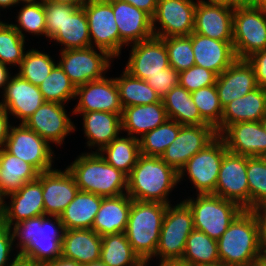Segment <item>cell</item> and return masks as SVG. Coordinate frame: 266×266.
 Returning a JSON list of instances; mask_svg holds the SVG:
<instances>
[{"label":"cell","mask_w":266,"mask_h":266,"mask_svg":"<svg viewBox=\"0 0 266 266\" xmlns=\"http://www.w3.org/2000/svg\"><path fill=\"white\" fill-rule=\"evenodd\" d=\"M8 266H40L33 261L23 258L21 256H17Z\"/></svg>","instance_id":"94428289"},{"label":"cell","mask_w":266,"mask_h":266,"mask_svg":"<svg viewBox=\"0 0 266 266\" xmlns=\"http://www.w3.org/2000/svg\"><path fill=\"white\" fill-rule=\"evenodd\" d=\"M66 168L79 191L103 197H116L127 192V175L107 163L99 152H81Z\"/></svg>","instance_id":"3957f363"},{"label":"cell","mask_w":266,"mask_h":266,"mask_svg":"<svg viewBox=\"0 0 266 266\" xmlns=\"http://www.w3.org/2000/svg\"><path fill=\"white\" fill-rule=\"evenodd\" d=\"M19 12L16 13L15 24L11 25L26 39L27 34L46 38V18L44 13V1L22 3ZM17 19V20H16ZM25 32V33H24Z\"/></svg>","instance_id":"60d3db41"},{"label":"cell","mask_w":266,"mask_h":266,"mask_svg":"<svg viewBox=\"0 0 266 266\" xmlns=\"http://www.w3.org/2000/svg\"><path fill=\"white\" fill-rule=\"evenodd\" d=\"M266 116L265 88L257 87L243 97L235 99L223 108L221 124L216 128L220 135L234 123L261 121Z\"/></svg>","instance_id":"83f0119b"},{"label":"cell","mask_w":266,"mask_h":266,"mask_svg":"<svg viewBox=\"0 0 266 266\" xmlns=\"http://www.w3.org/2000/svg\"><path fill=\"white\" fill-rule=\"evenodd\" d=\"M182 126L174 120L167 119L160 126L147 132L139 139L141 155L161 157L175 140Z\"/></svg>","instance_id":"7bdbcfd3"},{"label":"cell","mask_w":266,"mask_h":266,"mask_svg":"<svg viewBox=\"0 0 266 266\" xmlns=\"http://www.w3.org/2000/svg\"><path fill=\"white\" fill-rule=\"evenodd\" d=\"M114 78L123 108L162 102L161 97L145 80L132 76L125 69Z\"/></svg>","instance_id":"8d00e7d4"},{"label":"cell","mask_w":266,"mask_h":266,"mask_svg":"<svg viewBox=\"0 0 266 266\" xmlns=\"http://www.w3.org/2000/svg\"><path fill=\"white\" fill-rule=\"evenodd\" d=\"M168 119L162 102L123 108L122 133L140 139Z\"/></svg>","instance_id":"f546056e"},{"label":"cell","mask_w":266,"mask_h":266,"mask_svg":"<svg viewBox=\"0 0 266 266\" xmlns=\"http://www.w3.org/2000/svg\"><path fill=\"white\" fill-rule=\"evenodd\" d=\"M0 98V105L19 123H24L45 102L39 86L17 73L11 75Z\"/></svg>","instance_id":"44dd1931"},{"label":"cell","mask_w":266,"mask_h":266,"mask_svg":"<svg viewBox=\"0 0 266 266\" xmlns=\"http://www.w3.org/2000/svg\"><path fill=\"white\" fill-rule=\"evenodd\" d=\"M166 209L167 204L132 200L125 234L142 262L155 256Z\"/></svg>","instance_id":"5b68a950"},{"label":"cell","mask_w":266,"mask_h":266,"mask_svg":"<svg viewBox=\"0 0 266 266\" xmlns=\"http://www.w3.org/2000/svg\"><path fill=\"white\" fill-rule=\"evenodd\" d=\"M43 266H83V264H80L79 262L75 260L60 256L54 259L53 261L46 263Z\"/></svg>","instance_id":"680465c9"},{"label":"cell","mask_w":266,"mask_h":266,"mask_svg":"<svg viewBox=\"0 0 266 266\" xmlns=\"http://www.w3.org/2000/svg\"><path fill=\"white\" fill-rule=\"evenodd\" d=\"M102 238L100 260L108 266H142L125 232L105 235Z\"/></svg>","instance_id":"f35d334b"},{"label":"cell","mask_w":266,"mask_h":266,"mask_svg":"<svg viewBox=\"0 0 266 266\" xmlns=\"http://www.w3.org/2000/svg\"><path fill=\"white\" fill-rule=\"evenodd\" d=\"M45 102L67 105L75 100L76 87L63 69L57 64L44 81L39 85Z\"/></svg>","instance_id":"b9f144b4"},{"label":"cell","mask_w":266,"mask_h":266,"mask_svg":"<svg viewBox=\"0 0 266 266\" xmlns=\"http://www.w3.org/2000/svg\"><path fill=\"white\" fill-rule=\"evenodd\" d=\"M197 0H158L152 29L155 37L189 36L194 31Z\"/></svg>","instance_id":"7c38bea8"},{"label":"cell","mask_w":266,"mask_h":266,"mask_svg":"<svg viewBox=\"0 0 266 266\" xmlns=\"http://www.w3.org/2000/svg\"><path fill=\"white\" fill-rule=\"evenodd\" d=\"M19 4H22V3H32V2H36V1H39V0H16Z\"/></svg>","instance_id":"8c879c8a"},{"label":"cell","mask_w":266,"mask_h":266,"mask_svg":"<svg viewBox=\"0 0 266 266\" xmlns=\"http://www.w3.org/2000/svg\"><path fill=\"white\" fill-rule=\"evenodd\" d=\"M234 8L223 4L197 2L194 33L219 41H233Z\"/></svg>","instance_id":"cb8c5ba5"},{"label":"cell","mask_w":266,"mask_h":266,"mask_svg":"<svg viewBox=\"0 0 266 266\" xmlns=\"http://www.w3.org/2000/svg\"><path fill=\"white\" fill-rule=\"evenodd\" d=\"M52 147L24 123L12 125L5 145L9 153L31 164L39 173L53 169L55 159L60 158Z\"/></svg>","instance_id":"8fae6325"},{"label":"cell","mask_w":266,"mask_h":266,"mask_svg":"<svg viewBox=\"0 0 266 266\" xmlns=\"http://www.w3.org/2000/svg\"><path fill=\"white\" fill-rule=\"evenodd\" d=\"M233 48L237 59L266 49V18L261 9L239 5L233 13Z\"/></svg>","instance_id":"30bf717a"},{"label":"cell","mask_w":266,"mask_h":266,"mask_svg":"<svg viewBox=\"0 0 266 266\" xmlns=\"http://www.w3.org/2000/svg\"><path fill=\"white\" fill-rule=\"evenodd\" d=\"M46 18V40H50L63 26L66 20V5L44 1Z\"/></svg>","instance_id":"681fc988"},{"label":"cell","mask_w":266,"mask_h":266,"mask_svg":"<svg viewBox=\"0 0 266 266\" xmlns=\"http://www.w3.org/2000/svg\"><path fill=\"white\" fill-rule=\"evenodd\" d=\"M167 48L169 65L178 72L195 65L192 33L189 36L161 38Z\"/></svg>","instance_id":"7dc6e473"},{"label":"cell","mask_w":266,"mask_h":266,"mask_svg":"<svg viewBox=\"0 0 266 266\" xmlns=\"http://www.w3.org/2000/svg\"><path fill=\"white\" fill-rule=\"evenodd\" d=\"M219 261L217 240L194 229L186 240L184 255L180 262L187 266H199Z\"/></svg>","instance_id":"74e56055"},{"label":"cell","mask_w":266,"mask_h":266,"mask_svg":"<svg viewBox=\"0 0 266 266\" xmlns=\"http://www.w3.org/2000/svg\"><path fill=\"white\" fill-rule=\"evenodd\" d=\"M127 2L138 9H141L148 13L151 17L155 15L158 0H121Z\"/></svg>","instance_id":"9f6ffc18"},{"label":"cell","mask_w":266,"mask_h":266,"mask_svg":"<svg viewBox=\"0 0 266 266\" xmlns=\"http://www.w3.org/2000/svg\"><path fill=\"white\" fill-rule=\"evenodd\" d=\"M225 142L218 135L204 149L193 155L179 171V184L189 180L197 194H214L223 156ZM186 178V179H185ZM184 179V180H183ZM193 184V185H192Z\"/></svg>","instance_id":"ba28073f"},{"label":"cell","mask_w":266,"mask_h":266,"mask_svg":"<svg viewBox=\"0 0 266 266\" xmlns=\"http://www.w3.org/2000/svg\"><path fill=\"white\" fill-rule=\"evenodd\" d=\"M145 81L163 98L173 87L179 85V72L170 66L163 69L162 73L148 76Z\"/></svg>","instance_id":"f907efd6"},{"label":"cell","mask_w":266,"mask_h":266,"mask_svg":"<svg viewBox=\"0 0 266 266\" xmlns=\"http://www.w3.org/2000/svg\"><path fill=\"white\" fill-rule=\"evenodd\" d=\"M43 1H51L58 4L75 6L78 8H82L87 3V0H43Z\"/></svg>","instance_id":"91938a15"},{"label":"cell","mask_w":266,"mask_h":266,"mask_svg":"<svg viewBox=\"0 0 266 266\" xmlns=\"http://www.w3.org/2000/svg\"><path fill=\"white\" fill-rule=\"evenodd\" d=\"M182 200L193 214L194 229L218 240L243 210L237 203L215 194H197ZM196 196V197H195ZM195 197V198H194Z\"/></svg>","instance_id":"8992f818"},{"label":"cell","mask_w":266,"mask_h":266,"mask_svg":"<svg viewBox=\"0 0 266 266\" xmlns=\"http://www.w3.org/2000/svg\"><path fill=\"white\" fill-rule=\"evenodd\" d=\"M246 60L254 68L257 85L266 88V49L253 53Z\"/></svg>","instance_id":"f5cc1de1"},{"label":"cell","mask_w":266,"mask_h":266,"mask_svg":"<svg viewBox=\"0 0 266 266\" xmlns=\"http://www.w3.org/2000/svg\"><path fill=\"white\" fill-rule=\"evenodd\" d=\"M15 251L12 231L0 221V266H8L18 256Z\"/></svg>","instance_id":"816d5d0a"},{"label":"cell","mask_w":266,"mask_h":266,"mask_svg":"<svg viewBox=\"0 0 266 266\" xmlns=\"http://www.w3.org/2000/svg\"><path fill=\"white\" fill-rule=\"evenodd\" d=\"M262 127L266 133V116L261 120Z\"/></svg>","instance_id":"753ad0ef"},{"label":"cell","mask_w":266,"mask_h":266,"mask_svg":"<svg viewBox=\"0 0 266 266\" xmlns=\"http://www.w3.org/2000/svg\"><path fill=\"white\" fill-rule=\"evenodd\" d=\"M102 238L93 229L65 230L62 256L80 264L100 260Z\"/></svg>","instance_id":"4dcf8cb0"},{"label":"cell","mask_w":266,"mask_h":266,"mask_svg":"<svg viewBox=\"0 0 266 266\" xmlns=\"http://www.w3.org/2000/svg\"><path fill=\"white\" fill-rule=\"evenodd\" d=\"M259 207L266 213V200L262 202Z\"/></svg>","instance_id":"34e18365"},{"label":"cell","mask_w":266,"mask_h":266,"mask_svg":"<svg viewBox=\"0 0 266 266\" xmlns=\"http://www.w3.org/2000/svg\"><path fill=\"white\" fill-rule=\"evenodd\" d=\"M108 1L112 5L119 31V57L122 50H125L128 45L148 40L154 36L152 17L148 13L121 0Z\"/></svg>","instance_id":"ffe728a7"},{"label":"cell","mask_w":266,"mask_h":266,"mask_svg":"<svg viewBox=\"0 0 266 266\" xmlns=\"http://www.w3.org/2000/svg\"><path fill=\"white\" fill-rule=\"evenodd\" d=\"M217 75L203 67L192 66L179 72V85L192 93L200 88L215 85Z\"/></svg>","instance_id":"c3c4849f"},{"label":"cell","mask_w":266,"mask_h":266,"mask_svg":"<svg viewBox=\"0 0 266 266\" xmlns=\"http://www.w3.org/2000/svg\"><path fill=\"white\" fill-rule=\"evenodd\" d=\"M246 266H264L260 261Z\"/></svg>","instance_id":"11e5206c"},{"label":"cell","mask_w":266,"mask_h":266,"mask_svg":"<svg viewBox=\"0 0 266 266\" xmlns=\"http://www.w3.org/2000/svg\"><path fill=\"white\" fill-rule=\"evenodd\" d=\"M217 136L216 129L211 125H183L160 158L179 173L193 155Z\"/></svg>","instance_id":"e0dca14e"},{"label":"cell","mask_w":266,"mask_h":266,"mask_svg":"<svg viewBox=\"0 0 266 266\" xmlns=\"http://www.w3.org/2000/svg\"><path fill=\"white\" fill-rule=\"evenodd\" d=\"M179 174L160 157L140 155L127 176V194L132 200L171 204L173 189H177Z\"/></svg>","instance_id":"7a4b0ae2"},{"label":"cell","mask_w":266,"mask_h":266,"mask_svg":"<svg viewBox=\"0 0 266 266\" xmlns=\"http://www.w3.org/2000/svg\"><path fill=\"white\" fill-rule=\"evenodd\" d=\"M197 2H203L208 4H223L233 8L240 5L236 0H197Z\"/></svg>","instance_id":"be15d7a7"},{"label":"cell","mask_w":266,"mask_h":266,"mask_svg":"<svg viewBox=\"0 0 266 266\" xmlns=\"http://www.w3.org/2000/svg\"><path fill=\"white\" fill-rule=\"evenodd\" d=\"M1 11L2 10H0V13H1ZM0 18H1V14H0ZM5 22H6L5 20L3 21L2 19H0V25L4 24Z\"/></svg>","instance_id":"b9fcfbb0"},{"label":"cell","mask_w":266,"mask_h":266,"mask_svg":"<svg viewBox=\"0 0 266 266\" xmlns=\"http://www.w3.org/2000/svg\"><path fill=\"white\" fill-rule=\"evenodd\" d=\"M52 56L38 49L26 50L24 58L17 68V74L33 85L39 86L58 64Z\"/></svg>","instance_id":"ab89813d"},{"label":"cell","mask_w":266,"mask_h":266,"mask_svg":"<svg viewBox=\"0 0 266 266\" xmlns=\"http://www.w3.org/2000/svg\"><path fill=\"white\" fill-rule=\"evenodd\" d=\"M88 21L91 47L119 58V31L108 0H87L83 6Z\"/></svg>","instance_id":"4fadbf2b"},{"label":"cell","mask_w":266,"mask_h":266,"mask_svg":"<svg viewBox=\"0 0 266 266\" xmlns=\"http://www.w3.org/2000/svg\"><path fill=\"white\" fill-rule=\"evenodd\" d=\"M42 189L45 215L56 216H60L79 191L70 171L56 167L42 172Z\"/></svg>","instance_id":"7402d4cb"},{"label":"cell","mask_w":266,"mask_h":266,"mask_svg":"<svg viewBox=\"0 0 266 266\" xmlns=\"http://www.w3.org/2000/svg\"><path fill=\"white\" fill-rule=\"evenodd\" d=\"M215 86L223 108L258 87L254 68L246 59H236L217 76Z\"/></svg>","instance_id":"484cf974"},{"label":"cell","mask_w":266,"mask_h":266,"mask_svg":"<svg viewBox=\"0 0 266 266\" xmlns=\"http://www.w3.org/2000/svg\"><path fill=\"white\" fill-rule=\"evenodd\" d=\"M247 156L225 152L215 195L237 203L242 209H249V186L247 179Z\"/></svg>","instance_id":"2e32d148"},{"label":"cell","mask_w":266,"mask_h":266,"mask_svg":"<svg viewBox=\"0 0 266 266\" xmlns=\"http://www.w3.org/2000/svg\"><path fill=\"white\" fill-rule=\"evenodd\" d=\"M9 21L0 25V62L12 69L22 62L27 48L25 41L29 39H24Z\"/></svg>","instance_id":"ee69618b"},{"label":"cell","mask_w":266,"mask_h":266,"mask_svg":"<svg viewBox=\"0 0 266 266\" xmlns=\"http://www.w3.org/2000/svg\"><path fill=\"white\" fill-rule=\"evenodd\" d=\"M261 11H262L264 17L266 18V5L261 8Z\"/></svg>","instance_id":"2a66077c"},{"label":"cell","mask_w":266,"mask_h":266,"mask_svg":"<svg viewBox=\"0 0 266 266\" xmlns=\"http://www.w3.org/2000/svg\"><path fill=\"white\" fill-rule=\"evenodd\" d=\"M264 266H266V252L262 253V256L259 260Z\"/></svg>","instance_id":"2644e50d"},{"label":"cell","mask_w":266,"mask_h":266,"mask_svg":"<svg viewBox=\"0 0 266 266\" xmlns=\"http://www.w3.org/2000/svg\"><path fill=\"white\" fill-rule=\"evenodd\" d=\"M59 53L58 64L75 87L104 78L115 60L106 51L94 47Z\"/></svg>","instance_id":"9c48e42d"},{"label":"cell","mask_w":266,"mask_h":266,"mask_svg":"<svg viewBox=\"0 0 266 266\" xmlns=\"http://www.w3.org/2000/svg\"><path fill=\"white\" fill-rule=\"evenodd\" d=\"M10 118V114L0 105V150L5 148L7 138L14 123H11Z\"/></svg>","instance_id":"db71d44e"},{"label":"cell","mask_w":266,"mask_h":266,"mask_svg":"<svg viewBox=\"0 0 266 266\" xmlns=\"http://www.w3.org/2000/svg\"><path fill=\"white\" fill-rule=\"evenodd\" d=\"M199 266H227L226 264H224L223 262L219 261L213 264H203V265H199Z\"/></svg>","instance_id":"a7ac6f4b"},{"label":"cell","mask_w":266,"mask_h":266,"mask_svg":"<svg viewBox=\"0 0 266 266\" xmlns=\"http://www.w3.org/2000/svg\"><path fill=\"white\" fill-rule=\"evenodd\" d=\"M258 222L259 242L263 252H266V213L258 206L251 209Z\"/></svg>","instance_id":"11a10c76"},{"label":"cell","mask_w":266,"mask_h":266,"mask_svg":"<svg viewBox=\"0 0 266 266\" xmlns=\"http://www.w3.org/2000/svg\"><path fill=\"white\" fill-rule=\"evenodd\" d=\"M83 118L82 132L90 152H99L104 146L108 145L113 139L122 133L121 115L103 111L93 112H72V116ZM91 149V150H90ZM93 149V150H92Z\"/></svg>","instance_id":"d4e9b609"},{"label":"cell","mask_w":266,"mask_h":266,"mask_svg":"<svg viewBox=\"0 0 266 266\" xmlns=\"http://www.w3.org/2000/svg\"><path fill=\"white\" fill-rule=\"evenodd\" d=\"M152 260L154 261V259H148V260L143 261L142 266H151L149 264L152 263ZM157 261H158L157 263L158 266H187V265L182 264L180 261H160V260H157Z\"/></svg>","instance_id":"6125c7cd"},{"label":"cell","mask_w":266,"mask_h":266,"mask_svg":"<svg viewBox=\"0 0 266 266\" xmlns=\"http://www.w3.org/2000/svg\"><path fill=\"white\" fill-rule=\"evenodd\" d=\"M240 5H250L253 0H236Z\"/></svg>","instance_id":"89a4df30"},{"label":"cell","mask_w":266,"mask_h":266,"mask_svg":"<svg viewBox=\"0 0 266 266\" xmlns=\"http://www.w3.org/2000/svg\"><path fill=\"white\" fill-rule=\"evenodd\" d=\"M19 6L20 5L16 0H0V9H2L3 12L4 10L7 12L8 9L11 10L12 8L19 7Z\"/></svg>","instance_id":"e7e4bbea"},{"label":"cell","mask_w":266,"mask_h":266,"mask_svg":"<svg viewBox=\"0 0 266 266\" xmlns=\"http://www.w3.org/2000/svg\"><path fill=\"white\" fill-rule=\"evenodd\" d=\"M265 5H266V0H253V2L250 4V6L258 9H261Z\"/></svg>","instance_id":"03108f58"},{"label":"cell","mask_w":266,"mask_h":266,"mask_svg":"<svg viewBox=\"0 0 266 266\" xmlns=\"http://www.w3.org/2000/svg\"><path fill=\"white\" fill-rule=\"evenodd\" d=\"M99 154L107 163L128 176L141 155L140 143L138 139L130 135L120 134L104 146Z\"/></svg>","instance_id":"d590c367"},{"label":"cell","mask_w":266,"mask_h":266,"mask_svg":"<svg viewBox=\"0 0 266 266\" xmlns=\"http://www.w3.org/2000/svg\"><path fill=\"white\" fill-rule=\"evenodd\" d=\"M129 58L124 69L132 76L146 80L148 76L169 68L168 51L161 38H152L128 45Z\"/></svg>","instance_id":"d6986e66"},{"label":"cell","mask_w":266,"mask_h":266,"mask_svg":"<svg viewBox=\"0 0 266 266\" xmlns=\"http://www.w3.org/2000/svg\"><path fill=\"white\" fill-rule=\"evenodd\" d=\"M78 99V100H77ZM77 103L72 112L103 111L122 114L119 90L114 77L107 75L99 80L90 81L76 87Z\"/></svg>","instance_id":"ac0fdd59"},{"label":"cell","mask_w":266,"mask_h":266,"mask_svg":"<svg viewBox=\"0 0 266 266\" xmlns=\"http://www.w3.org/2000/svg\"><path fill=\"white\" fill-rule=\"evenodd\" d=\"M12 70L13 69H11V67H8L0 62V94L3 93L6 85L8 84L9 78L13 74V72L11 73Z\"/></svg>","instance_id":"6f0895ef"},{"label":"cell","mask_w":266,"mask_h":266,"mask_svg":"<svg viewBox=\"0 0 266 266\" xmlns=\"http://www.w3.org/2000/svg\"><path fill=\"white\" fill-rule=\"evenodd\" d=\"M42 173L0 201V221L9 228L22 220L45 215ZM7 199H9L7 201Z\"/></svg>","instance_id":"5bb4252c"},{"label":"cell","mask_w":266,"mask_h":266,"mask_svg":"<svg viewBox=\"0 0 266 266\" xmlns=\"http://www.w3.org/2000/svg\"><path fill=\"white\" fill-rule=\"evenodd\" d=\"M249 209L258 207L266 200V158L247 156Z\"/></svg>","instance_id":"f6af8a7d"},{"label":"cell","mask_w":266,"mask_h":266,"mask_svg":"<svg viewBox=\"0 0 266 266\" xmlns=\"http://www.w3.org/2000/svg\"><path fill=\"white\" fill-rule=\"evenodd\" d=\"M67 105L54 102H44L24 124L44 138L56 148L62 147L67 136L77 129V123L67 114Z\"/></svg>","instance_id":"9a60e30c"},{"label":"cell","mask_w":266,"mask_h":266,"mask_svg":"<svg viewBox=\"0 0 266 266\" xmlns=\"http://www.w3.org/2000/svg\"><path fill=\"white\" fill-rule=\"evenodd\" d=\"M17 254L43 266L62 256L65 232L59 216L42 215L22 220L10 227Z\"/></svg>","instance_id":"6da1fadb"},{"label":"cell","mask_w":266,"mask_h":266,"mask_svg":"<svg viewBox=\"0 0 266 266\" xmlns=\"http://www.w3.org/2000/svg\"><path fill=\"white\" fill-rule=\"evenodd\" d=\"M168 119L180 125H209L200 115L191 93L180 85L173 87L163 98Z\"/></svg>","instance_id":"e575fe53"},{"label":"cell","mask_w":266,"mask_h":266,"mask_svg":"<svg viewBox=\"0 0 266 266\" xmlns=\"http://www.w3.org/2000/svg\"><path fill=\"white\" fill-rule=\"evenodd\" d=\"M60 49H84L91 47L88 21L84 8L66 5V20L62 28L50 39Z\"/></svg>","instance_id":"1f68e13d"},{"label":"cell","mask_w":266,"mask_h":266,"mask_svg":"<svg viewBox=\"0 0 266 266\" xmlns=\"http://www.w3.org/2000/svg\"><path fill=\"white\" fill-rule=\"evenodd\" d=\"M83 266H108V265L103 263L101 260H97V261H92L90 263L83 264Z\"/></svg>","instance_id":"003e7915"},{"label":"cell","mask_w":266,"mask_h":266,"mask_svg":"<svg viewBox=\"0 0 266 266\" xmlns=\"http://www.w3.org/2000/svg\"><path fill=\"white\" fill-rule=\"evenodd\" d=\"M191 97L201 117L216 129L221 124L223 114L216 86L210 85L193 91Z\"/></svg>","instance_id":"bcb514c9"},{"label":"cell","mask_w":266,"mask_h":266,"mask_svg":"<svg viewBox=\"0 0 266 266\" xmlns=\"http://www.w3.org/2000/svg\"><path fill=\"white\" fill-rule=\"evenodd\" d=\"M219 136L231 153L248 157L266 156V133L261 121L234 123Z\"/></svg>","instance_id":"603a6c76"},{"label":"cell","mask_w":266,"mask_h":266,"mask_svg":"<svg viewBox=\"0 0 266 266\" xmlns=\"http://www.w3.org/2000/svg\"><path fill=\"white\" fill-rule=\"evenodd\" d=\"M217 243L220 261L227 266H246L258 262L263 251L254 212L243 209Z\"/></svg>","instance_id":"277c9868"},{"label":"cell","mask_w":266,"mask_h":266,"mask_svg":"<svg viewBox=\"0 0 266 266\" xmlns=\"http://www.w3.org/2000/svg\"><path fill=\"white\" fill-rule=\"evenodd\" d=\"M103 196L78 191L75 198L60 214L65 230L92 229Z\"/></svg>","instance_id":"836d02e7"},{"label":"cell","mask_w":266,"mask_h":266,"mask_svg":"<svg viewBox=\"0 0 266 266\" xmlns=\"http://www.w3.org/2000/svg\"><path fill=\"white\" fill-rule=\"evenodd\" d=\"M194 230L193 214L189 206L180 202L168 204L160 231L155 261H181L186 240Z\"/></svg>","instance_id":"52a82bcc"},{"label":"cell","mask_w":266,"mask_h":266,"mask_svg":"<svg viewBox=\"0 0 266 266\" xmlns=\"http://www.w3.org/2000/svg\"><path fill=\"white\" fill-rule=\"evenodd\" d=\"M38 176L39 172L31 164L15 157L5 148L0 150V201Z\"/></svg>","instance_id":"d6a6232c"},{"label":"cell","mask_w":266,"mask_h":266,"mask_svg":"<svg viewBox=\"0 0 266 266\" xmlns=\"http://www.w3.org/2000/svg\"><path fill=\"white\" fill-rule=\"evenodd\" d=\"M132 198L127 194L103 197L92 229L101 237L126 231Z\"/></svg>","instance_id":"f1b7e54d"},{"label":"cell","mask_w":266,"mask_h":266,"mask_svg":"<svg viewBox=\"0 0 266 266\" xmlns=\"http://www.w3.org/2000/svg\"><path fill=\"white\" fill-rule=\"evenodd\" d=\"M192 48L195 65L219 76L236 59L233 41H219L192 32Z\"/></svg>","instance_id":"4316f807"}]
</instances>
